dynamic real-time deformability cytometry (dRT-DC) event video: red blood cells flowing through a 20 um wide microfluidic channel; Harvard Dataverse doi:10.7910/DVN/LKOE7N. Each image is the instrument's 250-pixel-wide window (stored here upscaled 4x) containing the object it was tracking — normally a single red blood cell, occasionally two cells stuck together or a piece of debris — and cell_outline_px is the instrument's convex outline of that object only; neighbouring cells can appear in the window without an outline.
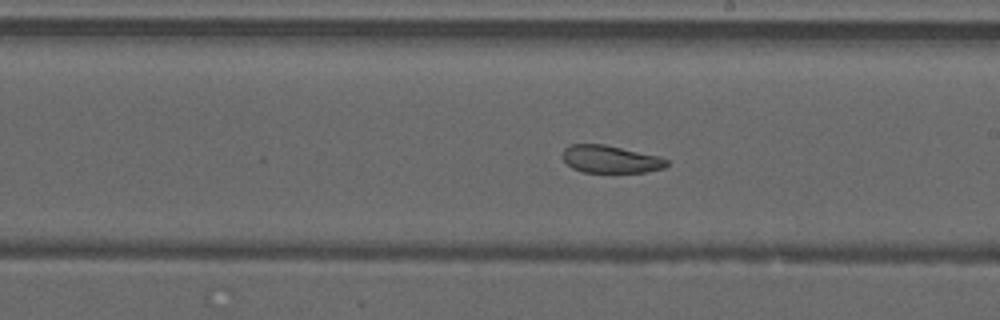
{"species": "common noctule bat (a hibernating species)", "species_latin": "Nyctalus noctula", "temperature_condition": "warm", "stored_images_in_passage": 50, "camera_frame_rate_fps": 3000, "um_per_image_px": 0.085, "animal": {"sex": "male", "forearm_length_mm": 52.5}, "frame": {"image": 1, "passage_image": 29, "time_ms": 9.333, "image_size_px": [1000, 320], "cell_outline_px": [[668, 164], [664, 168], [644, 172], [584, 172], [572, 168], [564, 160], [564, 148], [568, 144], [604, 144], [660, 156], [668, 160]], "centroid_in_image_um": [51.91, 13.52], "position_along_channel_um": 237.1, "area_um2": 16.65}}
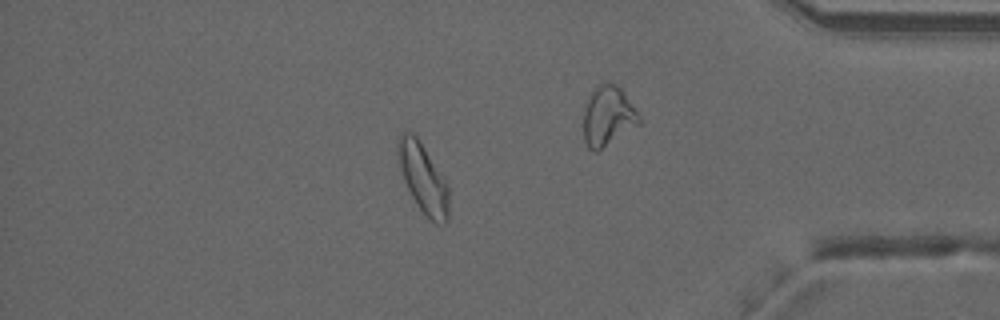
{"frame": {"image": 2, "passage_image": 43, "time_ms": 14.0, "image_size_px": [1000, 320], "cell_outline_px": [[448, 220], [436, 224], [420, 208], [412, 196], [404, 180], [396, 156], [396, 140], [400, 132], [412, 132], [416, 136], [448, 184]], "centroid_in_image_um": [35.92, 15.08], "position_along_channel_um": 399.3, "area_um2": 20.23}, "authors_computed_cell_mechanics": {"area_um2": 22.5709, "velocity_mm_per_s": 4.2093, "shape_relaxation_time_tau1_ms": null, "shape_relaxation_time_tau2_ms": 3.8094, "deformation_change_tau1": null, "deformation_change_tau2": 0.104}}